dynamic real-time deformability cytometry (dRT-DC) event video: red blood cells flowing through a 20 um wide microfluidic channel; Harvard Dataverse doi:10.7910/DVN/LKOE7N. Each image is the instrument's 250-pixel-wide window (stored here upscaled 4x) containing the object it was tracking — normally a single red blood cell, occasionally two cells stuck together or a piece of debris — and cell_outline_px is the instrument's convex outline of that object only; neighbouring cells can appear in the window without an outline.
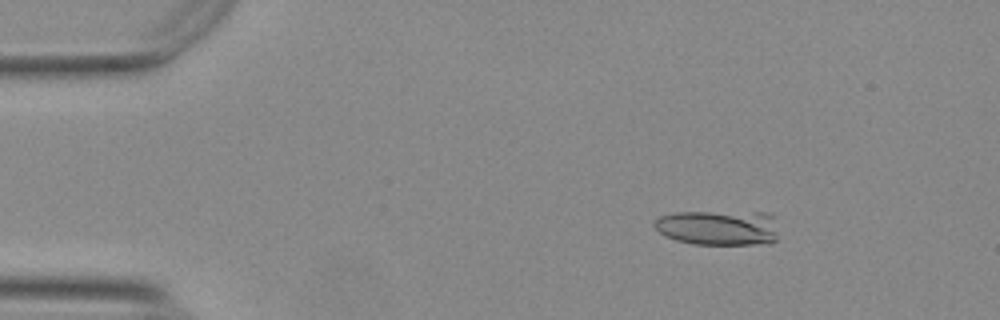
{"species": "Egyptian fruit bat (a non-hibernating species)", "species_latin": "Rousettus aegyptiacus", "temperature_condition": "warm", "stored_images_in_passage": 20, "camera_frame_rate_fps": 3000, "um_per_image_px": 0.085, "animal": {"sex": "female"}, "frame": {"image": 1, "passage_image": 8, "time_ms": 2.333, "image_size_px": [1000, 320], "cell_outline_px": [[776, 240], [772, 244], [692, 244], [676, 240], [664, 236], [652, 224], [660, 216], [676, 212], [772, 212], [776, 216]], "centroid_in_image_um": [61.12, 19.34], "position_along_channel_um": 23.9, "area_um2": 25.89}}
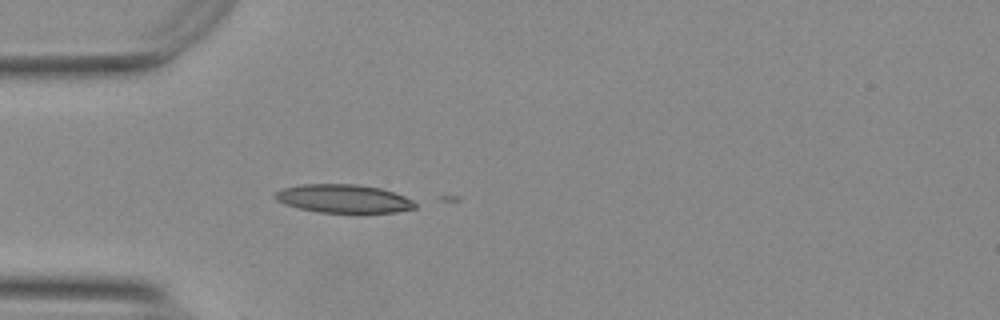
{"frame": {"image": 2, "passage_image": 16, "time_ms": 5.0, "image_size_px": [1000, 320], "cell_outline_px": [[416, 208], [396, 212], [320, 212], [300, 208], [284, 204], [276, 200], [272, 196], [276, 192], [284, 188], [300, 184], [356, 184], [380, 188], [404, 196], [412, 200], [416, 204]], "centroid_in_image_um": [29.17, 16.88], "position_along_channel_um": 55.8, "area_um2": 22.95}}
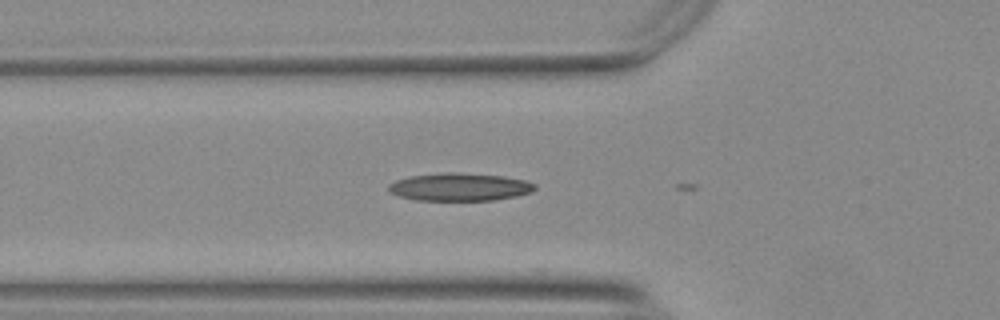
{"frame": {"image": 3, "passage_image": 19, "time_ms": 6.0, "image_size_px": [1000, 320], "cell_outline_px": [[536, 188], [532, 192], [516, 196], [492, 200], [416, 200], [400, 196], [388, 192], [388, 184], [396, 180], [408, 176], [444, 172], [456, 172], [504, 176], [524, 180], [536, 184]], "centroid_in_image_um": [39.05, 15.88], "position_along_channel_um": 86.7, "area_um2": 23.81}}